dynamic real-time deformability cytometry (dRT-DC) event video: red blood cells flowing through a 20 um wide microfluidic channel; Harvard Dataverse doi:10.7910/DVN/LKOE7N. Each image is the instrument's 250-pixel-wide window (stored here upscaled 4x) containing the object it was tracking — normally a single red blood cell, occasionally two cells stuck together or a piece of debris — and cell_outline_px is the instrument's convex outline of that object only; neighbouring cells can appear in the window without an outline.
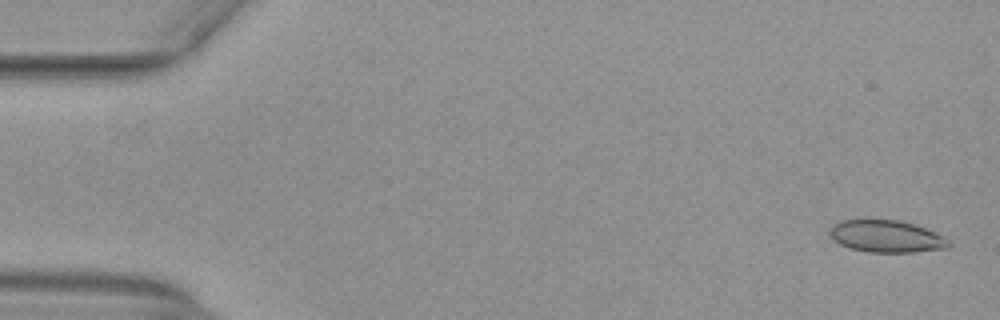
{"species": "common noctule bat (a hibernating species)", "species_latin": "Nyctalus noctula", "temperature_condition": "warm", "stored_images_in_passage": 50, "camera_frame_rate_fps": 3000, "um_per_image_px": 0.085, "animal": {"sex": "female", "body_mass_g": 29.2, "forearm_length_mm": 56.3}, "frame": {"image": 1, "passage_image": 2, "time_ms": 0.333, "image_size_px": [1000, 320], "cell_outline_px": [[952, 244], [948, 248], [916, 252], [868, 252], [852, 248], [840, 244], [832, 240], [828, 232], [832, 224], [840, 220], [900, 220], [916, 224], [936, 232], [948, 240]], "centroid_in_image_um": [75.34, 20.08], "position_along_channel_um": 9.7, "area_um2": 22.48}}
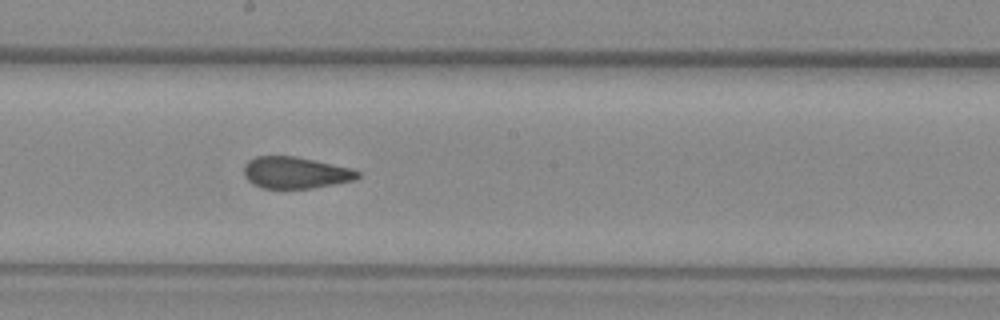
{"frame": {"image": 2, "passage_image": 29, "time_ms": 9.333, "image_size_px": [1000, 320], "cell_outline_px": [[360, 176], [352, 180], [312, 188], [260, 188], [252, 184], [244, 176], [244, 164], [248, 160], [256, 156], [296, 156], [352, 168], [360, 172]], "centroid_in_image_um": [25.07, 14.67], "position_along_channel_um": 223.1, "area_um2": 20.98}}
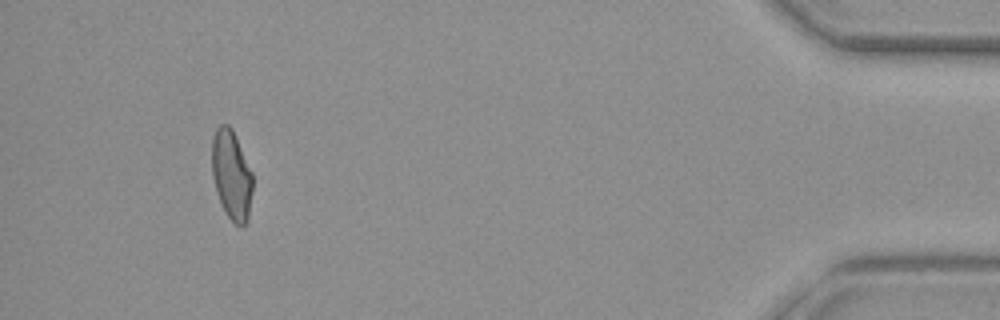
{"frame": {"image": 3, "passage_image": 49, "time_ms": 16.0, "image_size_px": [1000, 320], "cell_outline_px": [[252, 192], [248, 220], [244, 224], [236, 224], [228, 216], [216, 192], [212, 176], [212, 136], [216, 128], [220, 124], [228, 124], [232, 128], [236, 136], [252, 172]], "centroid_in_image_um": [19.67, 14.81], "position_along_channel_um": 415.5, "area_um2": 21.15}}